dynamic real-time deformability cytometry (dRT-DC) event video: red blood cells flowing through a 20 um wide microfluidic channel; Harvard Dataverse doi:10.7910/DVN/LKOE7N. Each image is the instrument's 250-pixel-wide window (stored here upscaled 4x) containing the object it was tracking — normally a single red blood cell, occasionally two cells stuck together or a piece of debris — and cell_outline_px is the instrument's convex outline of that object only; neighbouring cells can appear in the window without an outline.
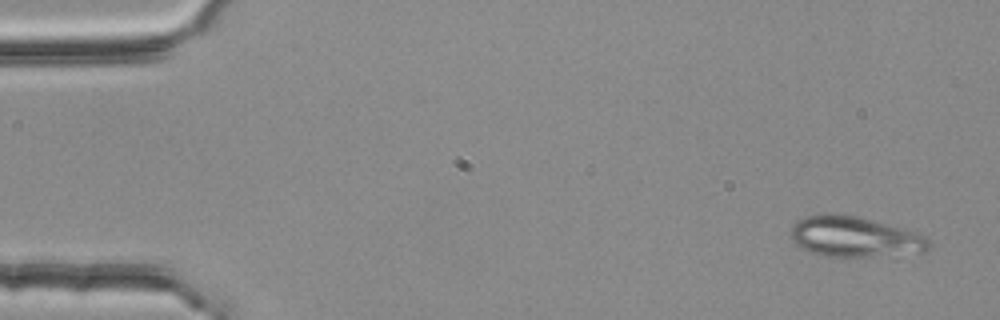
{"species": "common noctule bat (a hibernating species)", "species_latin": "Nyctalus noctula", "temperature_condition": "room temperature", "stored_images_in_passage": 4, "camera_frame_rate_fps": 3000, "um_per_image_px": 0.085, "animal": {"sex": "female", "body_mass_g": 25.1}, "frame": {"image": 1, "passage_image": 1, "time_ms": 0.0, "image_size_px": [1000, 320], "cell_outline_px": [[932, 244], [928, 252], [868, 256], [820, 256], [808, 252], [796, 244], [792, 240], [792, 224], [796, 220], [804, 216], [824, 212], [828, 212], [856, 216], [916, 232], [924, 236]], "centroid_in_image_um": [72.61, 20.12], "position_along_channel_um": 12.4, "area_um2": 32.71}}